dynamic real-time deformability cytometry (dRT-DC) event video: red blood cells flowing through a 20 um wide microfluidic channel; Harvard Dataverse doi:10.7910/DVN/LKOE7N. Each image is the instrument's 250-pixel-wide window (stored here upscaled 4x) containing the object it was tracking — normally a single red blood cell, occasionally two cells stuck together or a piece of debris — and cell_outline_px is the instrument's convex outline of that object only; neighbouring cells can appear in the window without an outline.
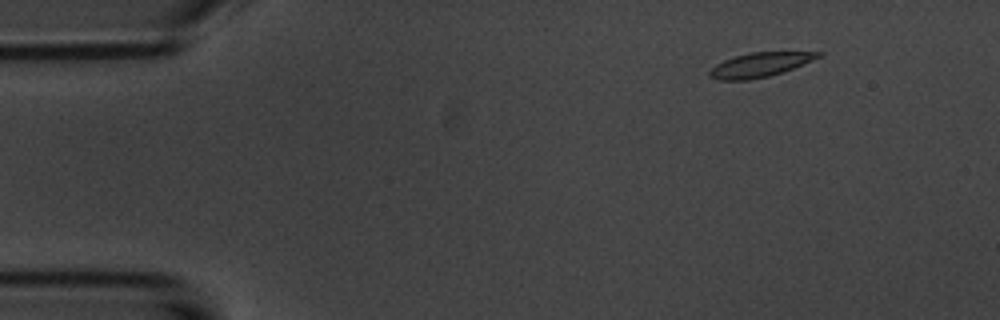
{"species": "common noctule bat (a hibernating species)", "species_latin": "Nyctalus noctula", "temperature_condition": "room temperature", "stored_images_in_passage": 5, "camera_frame_rate_fps": 3000, "um_per_image_px": 0.085, "animal": {"sex": "male", "body_mass_g": 20.1, "forearm_length_mm": 53.5}, "frame": {"image": 1, "passage_image": 2, "time_ms": 1.333, "image_size_px": [1000, 320], "cell_outline_px": [[824, 52], [820, 56], [812, 60], [792, 68], [768, 76], [748, 80], [720, 80], [708, 76], [708, 72], [716, 64], [724, 60], [748, 52]], "centroid_in_image_um": [64.54, 5.5], "position_along_channel_um": 20.5, "area_um2": 15.09}}